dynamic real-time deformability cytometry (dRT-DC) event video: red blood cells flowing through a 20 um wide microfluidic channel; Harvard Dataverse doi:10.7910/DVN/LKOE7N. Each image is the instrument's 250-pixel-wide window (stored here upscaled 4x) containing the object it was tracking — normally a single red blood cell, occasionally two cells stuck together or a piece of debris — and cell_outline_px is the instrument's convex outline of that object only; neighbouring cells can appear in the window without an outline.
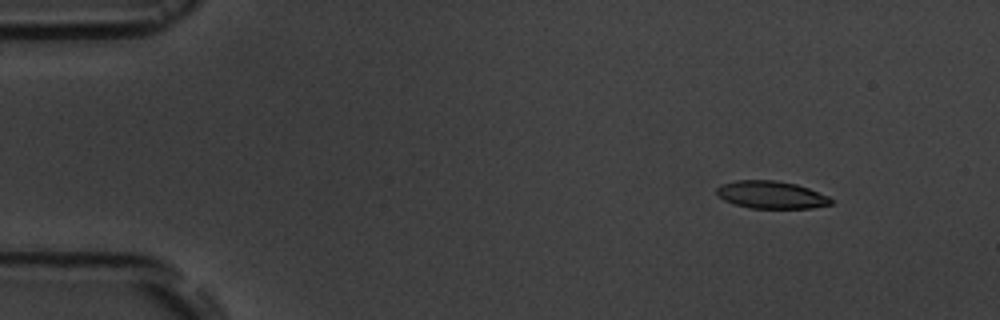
{"species": "common noctule bat (a hibernating species)", "species_latin": "Nyctalus noctula", "temperature_condition": "room temperature", "stored_images_in_passage": 5, "camera_frame_rate_fps": 3000, "um_per_image_px": 0.085, "animal": {"sex": "male", "body_mass_g": 19.5, "forearm_length_mm": 54.6}, "frame": {"image": 1, "passage_image": 2, "time_ms": 1.333, "image_size_px": [1000, 320], "cell_outline_px": [[832, 204], [812, 208], [752, 208], [736, 204], [724, 200], [716, 192], [716, 188], [720, 184], [736, 180], [776, 180], [796, 184], [808, 188], [828, 196], [832, 200]], "centroid_in_image_um": [65.55, 16.55], "position_along_channel_um": 19.5, "area_um2": 18.26}}
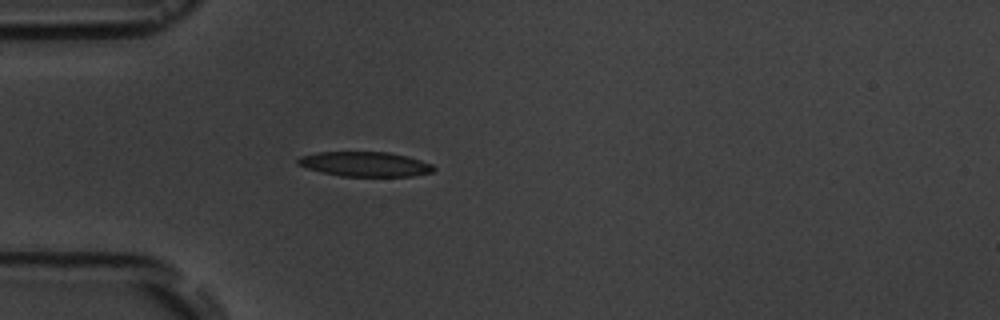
{"frame": {"image": 2, "passage_image": 5, "time_ms": 4.667, "image_size_px": [1000, 320], "cell_outline_px": [[436, 168], [432, 172], [412, 176], [340, 176], [308, 168], [296, 164], [296, 160], [300, 156], [316, 152], [388, 152], [408, 156], [432, 164]], "centroid_in_image_um": [31.03, 13.94], "position_along_channel_um": 54.0, "area_um2": 19.54}}